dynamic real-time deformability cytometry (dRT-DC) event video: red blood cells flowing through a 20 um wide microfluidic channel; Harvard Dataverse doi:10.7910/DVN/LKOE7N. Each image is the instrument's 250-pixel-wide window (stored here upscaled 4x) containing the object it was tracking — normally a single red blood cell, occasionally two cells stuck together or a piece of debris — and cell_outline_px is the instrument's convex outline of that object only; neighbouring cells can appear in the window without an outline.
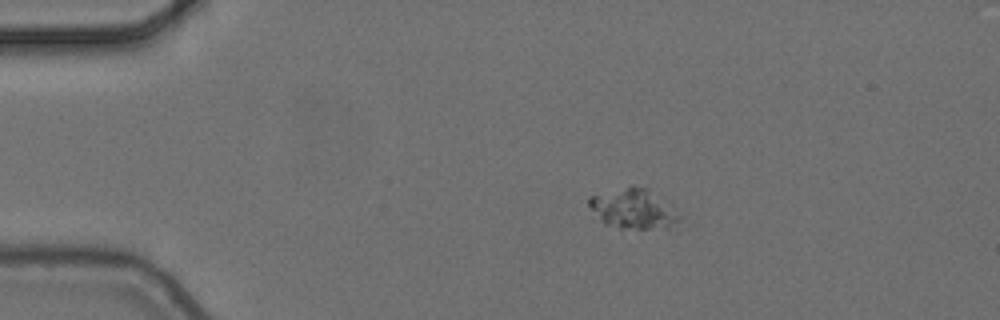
{"species": "common noctule bat (a hibernating species)", "species_latin": "Nyctalus noctula", "temperature_condition": "cold", "stored_images_in_passage": 13, "camera_frame_rate_fps": 3000, "um_per_image_px": 0.085, "animal": {"sex": "female", "body_mass_g": 24.6, "forearm_length_mm": 56.2}, "frame": {"image": 1, "passage_image": 1, "time_ms": 0.0, "image_size_px": [1000, 320], "cell_outline_px": [[692, 224], [668, 228], [620, 228], [604, 224], [600, 220], [588, 204], [588, 196], [628, 184], [632, 184], [648, 188], [672, 204]], "centroid_in_image_um": [54.01, 17.74], "position_along_channel_um": 31.0, "area_um2": 22.54}}
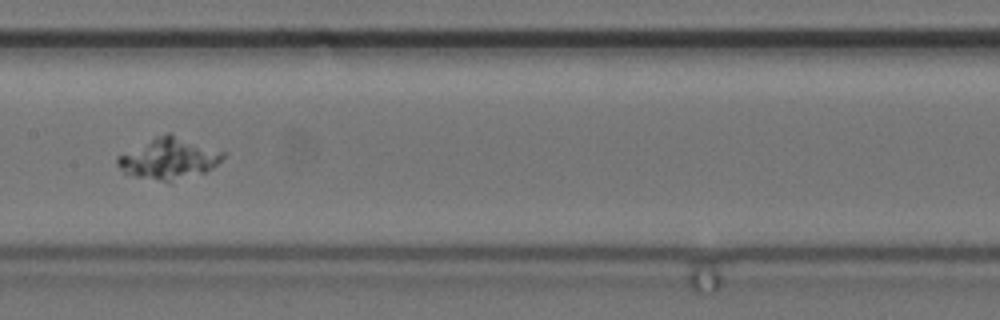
{"frame": {"image": 2, "passage_image": 6, "time_ms": 1.667, "image_size_px": [1000, 320], "cell_outline_px": [[224, 156], [212, 168], [204, 172], [168, 184], [136, 176], [124, 172], [116, 164], [116, 160], [120, 156], [156, 136], [168, 132], [172, 132], [224, 152]], "centroid_in_image_um": [14.38, 13.49], "position_along_channel_um": 193.0, "area_um2": 25.26}}
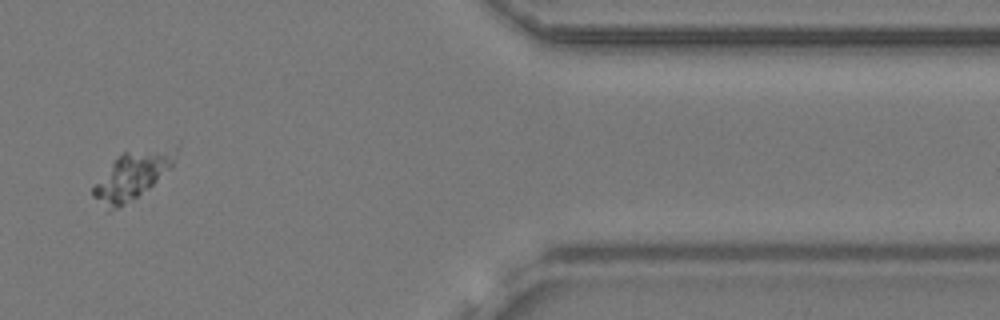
{"frame": {"image": 3, "passage_image": 11, "time_ms": 3.333, "image_size_px": [1000, 320], "cell_outline_px": [[180, 148], [172, 168], [148, 188], [124, 204], [108, 212], [92, 196], [92, 188], [116, 156], [124, 152], [180, 144]], "centroid_in_image_um": [11.3, 14.86], "position_along_channel_um": 400.1, "area_um2": 23.0}}